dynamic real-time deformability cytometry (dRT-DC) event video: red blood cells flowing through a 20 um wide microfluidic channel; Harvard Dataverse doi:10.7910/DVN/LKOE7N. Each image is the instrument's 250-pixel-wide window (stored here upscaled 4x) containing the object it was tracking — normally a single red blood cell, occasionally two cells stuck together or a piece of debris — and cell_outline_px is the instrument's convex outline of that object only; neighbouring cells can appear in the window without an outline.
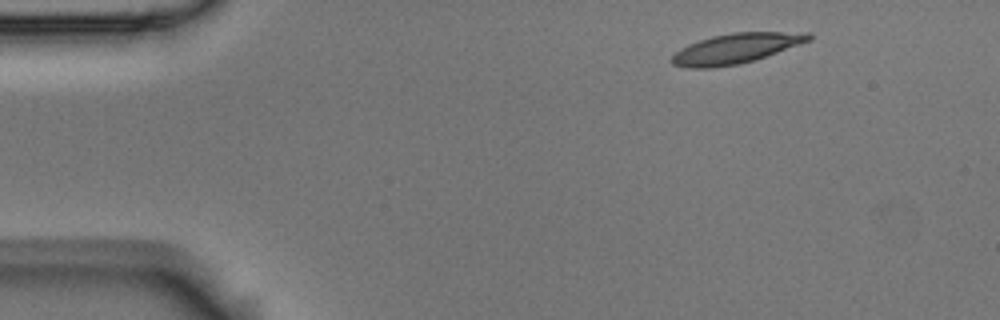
{"species": "Egyptian fruit bat (a non-hibernating species)", "species_latin": "Rousettus aegyptiacus", "temperature_condition": "room temperature", "stored_images_in_passage": 4, "camera_frame_rate_fps": 3000, "um_per_image_px": 0.085, "animal": {"sex": "male"}, "frame": {"image": 1, "passage_image": 1, "time_ms": 0.0, "image_size_px": [1000, 320], "cell_outline_px": [[812, 40], [740, 64], [712, 68], [688, 68], [672, 64], [668, 60], [680, 48], [688, 44], [712, 36], [732, 32], [808, 32], [812, 36]], "centroid_in_image_um": [62.5, 4.12], "position_along_channel_um": 22.5, "area_um2": 23.87}}
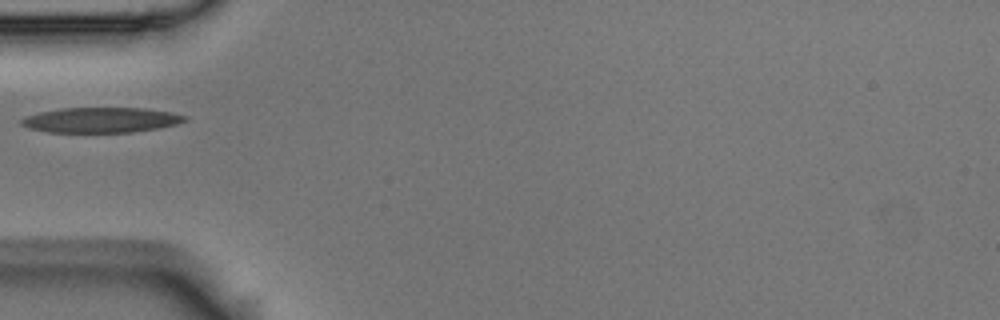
{"frame": {"image": 2, "passage_image": 4, "time_ms": 1.0, "image_size_px": [1000, 320], "cell_outline_px": [[188, 120], [176, 124], [160, 128], [132, 132], [48, 132], [28, 128], [20, 124], [20, 120], [24, 116], [40, 112], [60, 108], [144, 108], [172, 112], [188, 116]], "centroid_in_image_um": [8.59, 10.2], "position_along_channel_um": 76.4, "area_um2": 24.16}}